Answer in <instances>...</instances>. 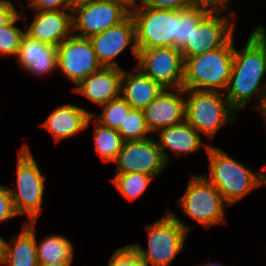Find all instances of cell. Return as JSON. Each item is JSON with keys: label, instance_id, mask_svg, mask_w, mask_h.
Masks as SVG:
<instances>
[{"label": "cell", "instance_id": "obj_1", "mask_svg": "<svg viewBox=\"0 0 266 266\" xmlns=\"http://www.w3.org/2000/svg\"><path fill=\"white\" fill-rule=\"evenodd\" d=\"M266 29L257 26L251 31L241 51L234 45L233 65L224 93L230 106L238 112L246 108L253 97L257 104L266 89Z\"/></svg>", "mask_w": 266, "mask_h": 266}, {"label": "cell", "instance_id": "obj_2", "mask_svg": "<svg viewBox=\"0 0 266 266\" xmlns=\"http://www.w3.org/2000/svg\"><path fill=\"white\" fill-rule=\"evenodd\" d=\"M209 175H203L231 206L256 188L266 185V173L246 167L227 152L211 145L206 151Z\"/></svg>", "mask_w": 266, "mask_h": 266}, {"label": "cell", "instance_id": "obj_3", "mask_svg": "<svg viewBox=\"0 0 266 266\" xmlns=\"http://www.w3.org/2000/svg\"><path fill=\"white\" fill-rule=\"evenodd\" d=\"M234 36L221 48L189 57L184 64V90L225 92L231 75Z\"/></svg>", "mask_w": 266, "mask_h": 266}, {"label": "cell", "instance_id": "obj_4", "mask_svg": "<svg viewBox=\"0 0 266 266\" xmlns=\"http://www.w3.org/2000/svg\"><path fill=\"white\" fill-rule=\"evenodd\" d=\"M167 211L162 218L146 226L147 250L139 244H130L149 266H169L183 251L187 236L193 228L185 224L171 210Z\"/></svg>", "mask_w": 266, "mask_h": 266}, {"label": "cell", "instance_id": "obj_5", "mask_svg": "<svg viewBox=\"0 0 266 266\" xmlns=\"http://www.w3.org/2000/svg\"><path fill=\"white\" fill-rule=\"evenodd\" d=\"M185 95V121L210 141L225 124L236 121L237 112L222 92L185 90Z\"/></svg>", "mask_w": 266, "mask_h": 266}, {"label": "cell", "instance_id": "obj_6", "mask_svg": "<svg viewBox=\"0 0 266 266\" xmlns=\"http://www.w3.org/2000/svg\"><path fill=\"white\" fill-rule=\"evenodd\" d=\"M16 178L17 189L8 187L15 213L17 216L27 215L29 221L26 222H37L43 209L46 178L26 144L18 151Z\"/></svg>", "mask_w": 266, "mask_h": 266}, {"label": "cell", "instance_id": "obj_7", "mask_svg": "<svg viewBox=\"0 0 266 266\" xmlns=\"http://www.w3.org/2000/svg\"><path fill=\"white\" fill-rule=\"evenodd\" d=\"M178 201L183 213L206 230L215 224H225V208L230 207L203 175H191L185 192Z\"/></svg>", "mask_w": 266, "mask_h": 266}, {"label": "cell", "instance_id": "obj_8", "mask_svg": "<svg viewBox=\"0 0 266 266\" xmlns=\"http://www.w3.org/2000/svg\"><path fill=\"white\" fill-rule=\"evenodd\" d=\"M138 49L176 48V10L131 7Z\"/></svg>", "mask_w": 266, "mask_h": 266}, {"label": "cell", "instance_id": "obj_9", "mask_svg": "<svg viewBox=\"0 0 266 266\" xmlns=\"http://www.w3.org/2000/svg\"><path fill=\"white\" fill-rule=\"evenodd\" d=\"M131 6L122 0H92L72 9V34L89 38L125 20Z\"/></svg>", "mask_w": 266, "mask_h": 266}, {"label": "cell", "instance_id": "obj_10", "mask_svg": "<svg viewBox=\"0 0 266 266\" xmlns=\"http://www.w3.org/2000/svg\"><path fill=\"white\" fill-rule=\"evenodd\" d=\"M138 67L164 89L182 88L184 64L182 53L174 47L138 49Z\"/></svg>", "mask_w": 266, "mask_h": 266}, {"label": "cell", "instance_id": "obj_11", "mask_svg": "<svg viewBox=\"0 0 266 266\" xmlns=\"http://www.w3.org/2000/svg\"><path fill=\"white\" fill-rule=\"evenodd\" d=\"M225 12H210L193 30L190 41L180 49L184 61L193 56L223 47L233 36L236 14L222 15Z\"/></svg>", "mask_w": 266, "mask_h": 266}, {"label": "cell", "instance_id": "obj_12", "mask_svg": "<svg viewBox=\"0 0 266 266\" xmlns=\"http://www.w3.org/2000/svg\"><path fill=\"white\" fill-rule=\"evenodd\" d=\"M101 67L89 38L72 34L57 46V69L75 85Z\"/></svg>", "mask_w": 266, "mask_h": 266}, {"label": "cell", "instance_id": "obj_13", "mask_svg": "<svg viewBox=\"0 0 266 266\" xmlns=\"http://www.w3.org/2000/svg\"><path fill=\"white\" fill-rule=\"evenodd\" d=\"M114 162L117 163L115 173L139 172L153 178L168 166L153 136L143 140L124 141Z\"/></svg>", "mask_w": 266, "mask_h": 266}, {"label": "cell", "instance_id": "obj_14", "mask_svg": "<svg viewBox=\"0 0 266 266\" xmlns=\"http://www.w3.org/2000/svg\"><path fill=\"white\" fill-rule=\"evenodd\" d=\"M98 62L104 67H118V57L127 46L132 47V54L138 59L135 24L131 14L119 24L102 33L89 37Z\"/></svg>", "mask_w": 266, "mask_h": 266}, {"label": "cell", "instance_id": "obj_15", "mask_svg": "<svg viewBox=\"0 0 266 266\" xmlns=\"http://www.w3.org/2000/svg\"><path fill=\"white\" fill-rule=\"evenodd\" d=\"M184 95L183 88L164 89L143 109L144 118L152 136L160 129L185 122Z\"/></svg>", "mask_w": 266, "mask_h": 266}, {"label": "cell", "instance_id": "obj_16", "mask_svg": "<svg viewBox=\"0 0 266 266\" xmlns=\"http://www.w3.org/2000/svg\"><path fill=\"white\" fill-rule=\"evenodd\" d=\"M22 22L28 36L56 47L72 35V10L36 11L29 26L25 16Z\"/></svg>", "mask_w": 266, "mask_h": 266}, {"label": "cell", "instance_id": "obj_17", "mask_svg": "<svg viewBox=\"0 0 266 266\" xmlns=\"http://www.w3.org/2000/svg\"><path fill=\"white\" fill-rule=\"evenodd\" d=\"M122 74V68L102 66L84 78L73 91L101 106L120 97Z\"/></svg>", "mask_w": 266, "mask_h": 266}, {"label": "cell", "instance_id": "obj_18", "mask_svg": "<svg viewBox=\"0 0 266 266\" xmlns=\"http://www.w3.org/2000/svg\"><path fill=\"white\" fill-rule=\"evenodd\" d=\"M19 66L33 76H44L57 69V47L23 35L16 55Z\"/></svg>", "mask_w": 266, "mask_h": 266}, {"label": "cell", "instance_id": "obj_19", "mask_svg": "<svg viewBox=\"0 0 266 266\" xmlns=\"http://www.w3.org/2000/svg\"><path fill=\"white\" fill-rule=\"evenodd\" d=\"M92 119L91 112L87 109L64 104L53 110L41 126L53 136L57 143L89 128Z\"/></svg>", "mask_w": 266, "mask_h": 266}, {"label": "cell", "instance_id": "obj_20", "mask_svg": "<svg viewBox=\"0 0 266 266\" xmlns=\"http://www.w3.org/2000/svg\"><path fill=\"white\" fill-rule=\"evenodd\" d=\"M156 133L159 136L156 143L167 163L170 161L167 149L176 156L182 154L186 156L189 153L199 151L202 147L207 151L211 146V144L203 142L201 135L186 121L179 125L160 129Z\"/></svg>", "mask_w": 266, "mask_h": 266}, {"label": "cell", "instance_id": "obj_21", "mask_svg": "<svg viewBox=\"0 0 266 266\" xmlns=\"http://www.w3.org/2000/svg\"><path fill=\"white\" fill-rule=\"evenodd\" d=\"M163 90L159 83L145 75L138 67L131 72L123 70L120 96L132 108L143 110Z\"/></svg>", "mask_w": 266, "mask_h": 266}, {"label": "cell", "instance_id": "obj_22", "mask_svg": "<svg viewBox=\"0 0 266 266\" xmlns=\"http://www.w3.org/2000/svg\"><path fill=\"white\" fill-rule=\"evenodd\" d=\"M36 222H26L18 236L12 237L10 243L5 241L4 266H37L35 244ZM12 244V245H11ZM13 246V247H12Z\"/></svg>", "mask_w": 266, "mask_h": 266}, {"label": "cell", "instance_id": "obj_23", "mask_svg": "<svg viewBox=\"0 0 266 266\" xmlns=\"http://www.w3.org/2000/svg\"><path fill=\"white\" fill-rule=\"evenodd\" d=\"M35 235V244L37 251V261L42 264H54V263H72L73 245L61 235H49L37 243Z\"/></svg>", "mask_w": 266, "mask_h": 266}, {"label": "cell", "instance_id": "obj_24", "mask_svg": "<svg viewBox=\"0 0 266 266\" xmlns=\"http://www.w3.org/2000/svg\"><path fill=\"white\" fill-rule=\"evenodd\" d=\"M94 121V145L96 153L105 162H114L119 154L123 139L115 129L104 127Z\"/></svg>", "mask_w": 266, "mask_h": 266}, {"label": "cell", "instance_id": "obj_25", "mask_svg": "<svg viewBox=\"0 0 266 266\" xmlns=\"http://www.w3.org/2000/svg\"><path fill=\"white\" fill-rule=\"evenodd\" d=\"M211 11L203 7L191 6L176 10V49H181L190 41L193 30Z\"/></svg>", "mask_w": 266, "mask_h": 266}, {"label": "cell", "instance_id": "obj_26", "mask_svg": "<svg viewBox=\"0 0 266 266\" xmlns=\"http://www.w3.org/2000/svg\"><path fill=\"white\" fill-rule=\"evenodd\" d=\"M153 179L152 176L139 172L115 173L112 183L125 198L132 202L145 192Z\"/></svg>", "mask_w": 266, "mask_h": 266}, {"label": "cell", "instance_id": "obj_27", "mask_svg": "<svg viewBox=\"0 0 266 266\" xmlns=\"http://www.w3.org/2000/svg\"><path fill=\"white\" fill-rule=\"evenodd\" d=\"M123 141L143 140L152 137L143 110L131 108L117 130Z\"/></svg>", "mask_w": 266, "mask_h": 266}, {"label": "cell", "instance_id": "obj_28", "mask_svg": "<svg viewBox=\"0 0 266 266\" xmlns=\"http://www.w3.org/2000/svg\"><path fill=\"white\" fill-rule=\"evenodd\" d=\"M102 113L95 116L96 113H91V117L100 125L118 130L125 115L132 108L121 96L111 100L100 106Z\"/></svg>", "mask_w": 266, "mask_h": 266}, {"label": "cell", "instance_id": "obj_29", "mask_svg": "<svg viewBox=\"0 0 266 266\" xmlns=\"http://www.w3.org/2000/svg\"><path fill=\"white\" fill-rule=\"evenodd\" d=\"M19 13L5 26L0 27V55L15 56L21 45V40L25 34V30L15 26L16 21L22 19Z\"/></svg>", "mask_w": 266, "mask_h": 266}, {"label": "cell", "instance_id": "obj_30", "mask_svg": "<svg viewBox=\"0 0 266 266\" xmlns=\"http://www.w3.org/2000/svg\"><path fill=\"white\" fill-rule=\"evenodd\" d=\"M108 266H149L141 259L131 245L117 249L109 260Z\"/></svg>", "mask_w": 266, "mask_h": 266}, {"label": "cell", "instance_id": "obj_31", "mask_svg": "<svg viewBox=\"0 0 266 266\" xmlns=\"http://www.w3.org/2000/svg\"><path fill=\"white\" fill-rule=\"evenodd\" d=\"M132 7H146L166 10H183L191 7L189 0H139Z\"/></svg>", "mask_w": 266, "mask_h": 266}, {"label": "cell", "instance_id": "obj_32", "mask_svg": "<svg viewBox=\"0 0 266 266\" xmlns=\"http://www.w3.org/2000/svg\"><path fill=\"white\" fill-rule=\"evenodd\" d=\"M17 217L7 186L0 184V224Z\"/></svg>", "mask_w": 266, "mask_h": 266}, {"label": "cell", "instance_id": "obj_33", "mask_svg": "<svg viewBox=\"0 0 266 266\" xmlns=\"http://www.w3.org/2000/svg\"><path fill=\"white\" fill-rule=\"evenodd\" d=\"M28 3L35 11L71 10L69 0H28Z\"/></svg>", "mask_w": 266, "mask_h": 266}, {"label": "cell", "instance_id": "obj_34", "mask_svg": "<svg viewBox=\"0 0 266 266\" xmlns=\"http://www.w3.org/2000/svg\"><path fill=\"white\" fill-rule=\"evenodd\" d=\"M191 6L203 7L211 12H225L229 9L230 0H189Z\"/></svg>", "mask_w": 266, "mask_h": 266}, {"label": "cell", "instance_id": "obj_35", "mask_svg": "<svg viewBox=\"0 0 266 266\" xmlns=\"http://www.w3.org/2000/svg\"><path fill=\"white\" fill-rule=\"evenodd\" d=\"M18 13L13 2L10 0L0 1V27L7 25Z\"/></svg>", "mask_w": 266, "mask_h": 266}, {"label": "cell", "instance_id": "obj_36", "mask_svg": "<svg viewBox=\"0 0 266 266\" xmlns=\"http://www.w3.org/2000/svg\"><path fill=\"white\" fill-rule=\"evenodd\" d=\"M259 102L260 103H258V105H256V106L254 105L253 107L259 111V113L263 117L264 121L266 122V89L264 90L263 94L261 95V99Z\"/></svg>", "mask_w": 266, "mask_h": 266}, {"label": "cell", "instance_id": "obj_37", "mask_svg": "<svg viewBox=\"0 0 266 266\" xmlns=\"http://www.w3.org/2000/svg\"><path fill=\"white\" fill-rule=\"evenodd\" d=\"M92 0H69V7L71 8V10L79 5L88 3Z\"/></svg>", "mask_w": 266, "mask_h": 266}, {"label": "cell", "instance_id": "obj_38", "mask_svg": "<svg viewBox=\"0 0 266 266\" xmlns=\"http://www.w3.org/2000/svg\"><path fill=\"white\" fill-rule=\"evenodd\" d=\"M5 250V240L0 236V264H3Z\"/></svg>", "mask_w": 266, "mask_h": 266}, {"label": "cell", "instance_id": "obj_39", "mask_svg": "<svg viewBox=\"0 0 266 266\" xmlns=\"http://www.w3.org/2000/svg\"><path fill=\"white\" fill-rule=\"evenodd\" d=\"M72 263H54V264H42L38 263L37 266H71Z\"/></svg>", "mask_w": 266, "mask_h": 266}, {"label": "cell", "instance_id": "obj_40", "mask_svg": "<svg viewBox=\"0 0 266 266\" xmlns=\"http://www.w3.org/2000/svg\"><path fill=\"white\" fill-rule=\"evenodd\" d=\"M202 266H225V265L222 264V263H219V262L212 263V262L209 261L206 265L204 264Z\"/></svg>", "mask_w": 266, "mask_h": 266}, {"label": "cell", "instance_id": "obj_41", "mask_svg": "<svg viewBox=\"0 0 266 266\" xmlns=\"http://www.w3.org/2000/svg\"><path fill=\"white\" fill-rule=\"evenodd\" d=\"M124 2H126L127 4H129L131 7L136 5L138 0H122Z\"/></svg>", "mask_w": 266, "mask_h": 266}]
</instances>
